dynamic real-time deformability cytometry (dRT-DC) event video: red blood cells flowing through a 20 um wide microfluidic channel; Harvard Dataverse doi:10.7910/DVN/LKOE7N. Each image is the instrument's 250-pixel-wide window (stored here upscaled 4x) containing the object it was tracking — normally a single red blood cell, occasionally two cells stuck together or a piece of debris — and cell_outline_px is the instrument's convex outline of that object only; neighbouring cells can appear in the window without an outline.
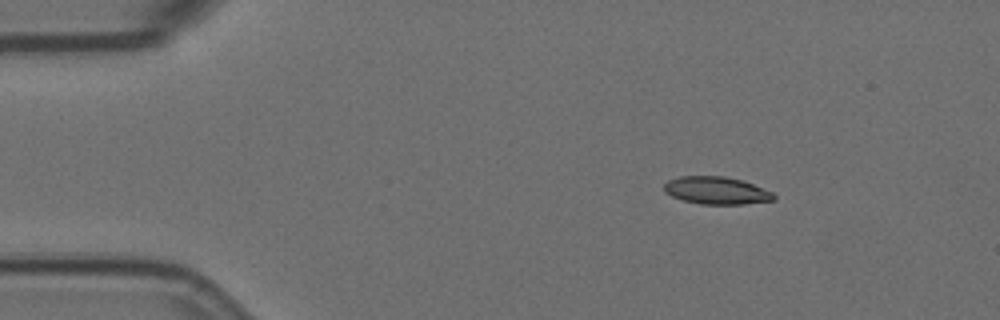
{"species": "Egyptian fruit bat (a non-hibernating species)", "species_latin": "Rousettus aegyptiacus", "temperature_condition": "room temperature", "stored_images_in_passage": 4, "camera_frame_rate_fps": 3000, "um_per_image_px": 0.085, "animal": {"sex": "female"}, "frame": {"image": 1, "passage_image": 2, "time_ms": 0.333, "image_size_px": [1000, 320], "cell_outline_px": [[776, 200], [744, 204], [700, 204], [684, 200], [672, 196], [664, 192], [664, 184], [668, 180], [680, 176], [724, 176], [740, 180], [752, 184], [772, 192], [776, 196]], "centroid_in_image_um": [60.89, 16.19], "position_along_channel_um": 24.1, "area_um2": 17.51}}